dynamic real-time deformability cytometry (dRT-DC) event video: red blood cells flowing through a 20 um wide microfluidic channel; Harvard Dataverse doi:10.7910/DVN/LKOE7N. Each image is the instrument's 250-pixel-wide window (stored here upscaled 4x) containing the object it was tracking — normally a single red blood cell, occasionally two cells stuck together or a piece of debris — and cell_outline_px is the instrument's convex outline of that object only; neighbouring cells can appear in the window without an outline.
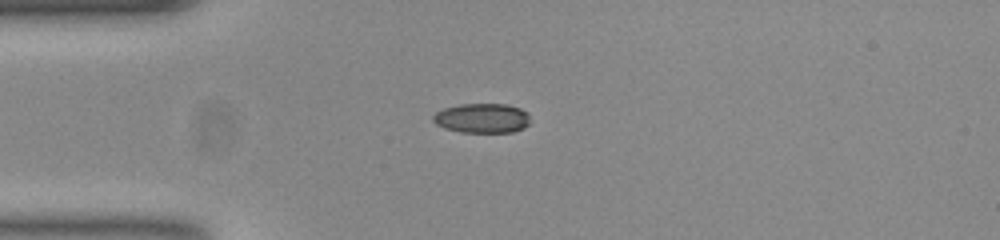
{"species": "common noctule bat (a hibernating species)", "species_latin": "Nyctalus noctula", "temperature_condition": "room temperature", "stored_images_in_passage": 53, "camera_frame_rate_fps": 3000, "um_per_image_px": 0.085, "animal": {"sex": "female", "body_mass_g": 23.0, "forearm_length_mm": 53.4}, "frame": {"image": 1, "passage_image": 13, "time_ms": 4.0, "image_size_px": [1000, 240], "cell_outline_px": [[528, 124], [524, 128], [512, 132], [460, 132], [444, 128], [436, 124], [432, 120], [432, 116], [436, 112], [444, 108], [460, 104], [504, 104], [520, 108], [528, 112]], "centroid_in_image_um": [40.95, 10.04], "position_along_channel_um": 44.0, "area_um2": 16.76}}
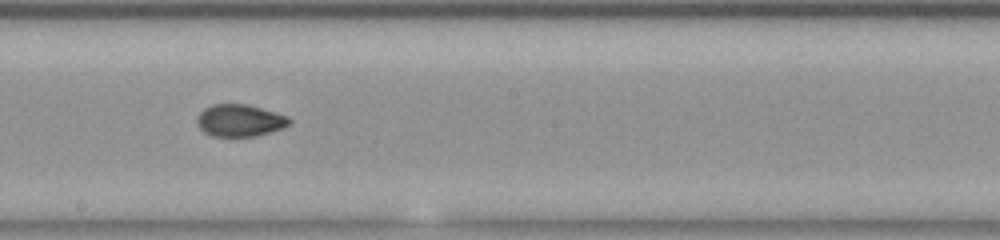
{"frame": {"image": 2, "passage_image": 29, "time_ms": 9.333, "image_size_px": [1000, 240], "cell_outline_px": [[292, 120], [284, 128], [256, 136], [212, 136], [204, 132], [196, 124], [196, 116], [204, 108], [212, 104], [248, 104], [276, 112], [288, 116]], "centroid_in_image_um": [20.37, 10.23], "position_along_channel_um": 227.8, "area_um2": 17.46}}
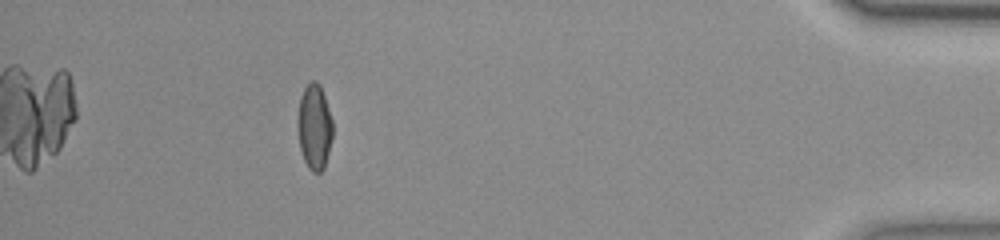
{"frame": {"image": 3, "passage_image": 48, "time_ms": 15.667, "image_size_px": [1000, 240], "cell_outline_px": [[332, 136], [324, 168], [320, 172], [312, 172], [308, 168], [304, 160], [300, 148], [296, 120], [300, 96], [304, 88], [312, 80], [316, 80], [320, 84], [332, 120]], "centroid_in_image_um": [26.7, 10.77], "position_along_channel_um": 408.5, "area_um2": 17.46}, "authors_computed_cell_mechanics": {"area_um2": 17.4556, "velocity_mm_per_s": 3.7824, "shape_relaxation_time_tau1_ms": 5.1515, "shape_relaxation_time_tau2_ms": 1.8848, "deformation_change_tau1": 0.158, "deformation_change_tau2": 0.0461}}